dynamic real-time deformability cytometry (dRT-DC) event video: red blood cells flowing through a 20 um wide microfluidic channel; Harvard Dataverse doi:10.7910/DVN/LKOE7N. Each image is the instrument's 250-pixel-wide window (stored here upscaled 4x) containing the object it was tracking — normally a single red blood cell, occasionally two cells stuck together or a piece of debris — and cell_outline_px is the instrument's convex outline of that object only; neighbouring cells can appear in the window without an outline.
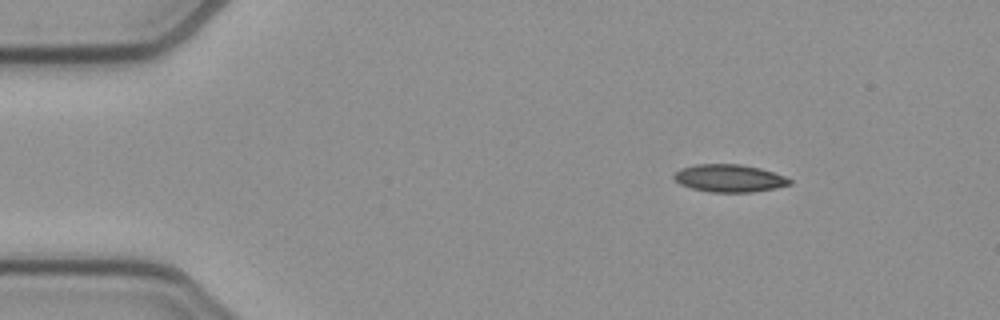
{"species": "common noctule bat (a hibernating species)", "species_latin": "Nyctalus noctula", "temperature_condition": "cold", "stored_images_in_passage": 46, "camera_frame_rate_fps": 3000, "um_per_image_px": 0.085, "animal": {"sex": "female", "body_mass_g": 21.9}, "frame": {"image": 1, "passage_image": 1, "time_ms": 0.0, "image_size_px": [1000, 320], "cell_outline_px": [[792, 184], [776, 188], [752, 192], [712, 192], [692, 188], [680, 184], [672, 176], [680, 168], [696, 164], [740, 164], [760, 168], [784, 176], [792, 180]], "centroid_in_image_um": [62.0, 15.15], "position_along_channel_um": 23.0, "area_um2": 18.55}}
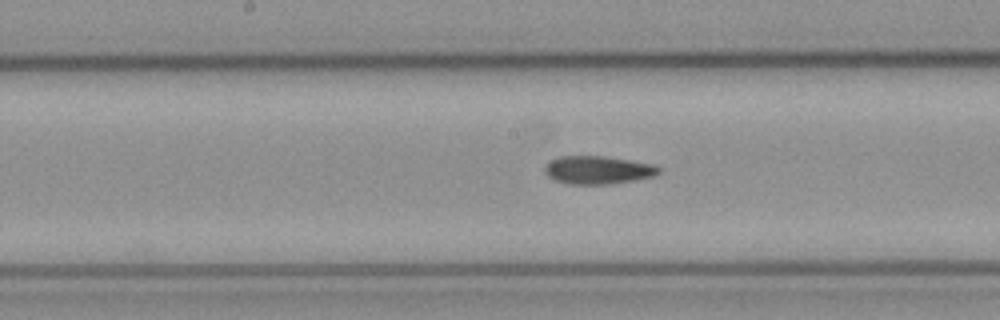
{"frame": {"image": 2, "passage_image": 20, "time_ms": 6.333, "image_size_px": [1000, 320], "cell_outline_px": [[660, 172], [652, 176], [632, 180], [608, 184], [568, 184], [556, 180], [548, 176], [544, 172], [544, 164], [560, 156], [604, 156], [652, 164], [660, 168]], "centroid_in_image_um": [50.77, 14.44], "position_along_channel_um": 197.4, "area_um2": 18.44}}
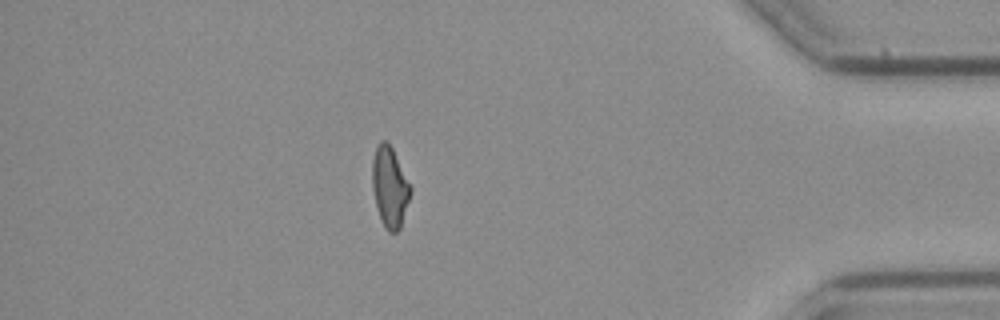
{"frame": {"image": 3, "passage_image": 39, "time_ms": 12.667, "image_size_px": [1000, 320], "cell_outline_px": [[412, 192], [400, 228], [396, 232], [388, 232], [384, 228], [380, 220], [372, 188], [372, 160], [376, 148], [380, 140], [388, 140], [412, 188]], "centroid_in_image_um": [33.13, 15.9], "position_along_channel_um": 402.1, "area_um2": 18.03}, "authors_computed_cell_mechanics": {"area_um2": 18.5538, "velocity_mm_per_s": 3.9252, "shape_relaxation_time_tau1_ms": null, "shape_relaxation_time_tau2_ms": 4.6292, "deformation_change_tau1": null, "deformation_change_tau2": 0.1127}}